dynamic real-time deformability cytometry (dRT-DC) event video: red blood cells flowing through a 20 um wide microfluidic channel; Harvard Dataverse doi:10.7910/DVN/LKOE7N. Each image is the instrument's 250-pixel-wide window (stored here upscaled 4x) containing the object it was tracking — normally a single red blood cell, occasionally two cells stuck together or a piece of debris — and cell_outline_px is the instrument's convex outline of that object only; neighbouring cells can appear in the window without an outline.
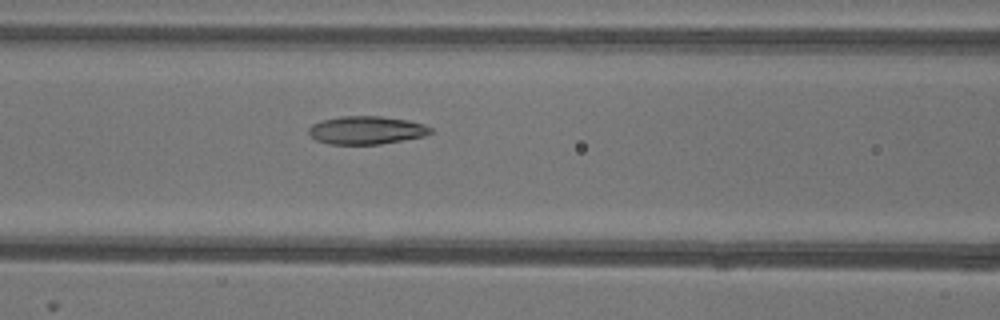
{"species": "common noctule bat (a hibernating species)", "species_latin": "Nyctalus noctula", "temperature_condition": "warm", "stored_images_in_passage": 53, "camera_frame_rate_fps": 3000, "um_per_image_px": 0.085, "animal": {"sex": "female"}, "frame": {"image": 1, "passage_image": 22, "time_ms": 7.0, "image_size_px": [1000, 320], "cell_outline_px": [[432, 132], [424, 136], [404, 140], [380, 144], [328, 144], [316, 140], [308, 132], [308, 128], [312, 124], [320, 120], [340, 116], [380, 116], [408, 120], [424, 124], [432, 128]], "centroid_in_image_um": [31.13, 11.06], "position_along_channel_um": 135.5, "area_um2": 20.06}}
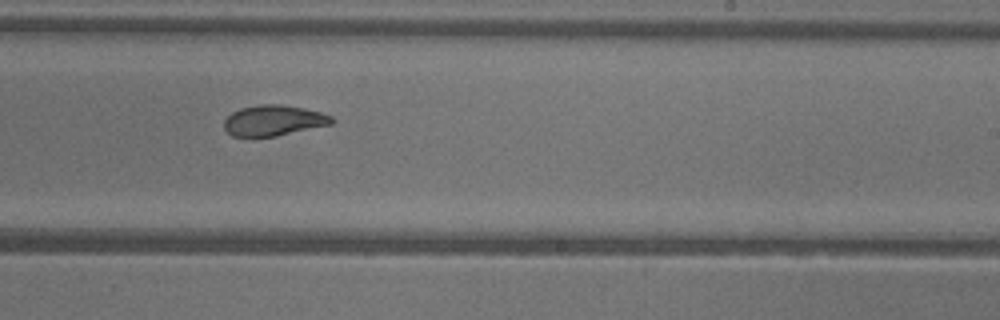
{"frame": {"image": 2, "passage_image": 32, "time_ms": 10.333, "image_size_px": [1000, 320], "cell_outline_px": [[336, 120], [332, 124], [276, 136], [252, 140], [232, 136], [224, 128], [224, 120], [232, 112], [240, 108], [260, 104], [280, 104], [304, 108], [320, 112], [332, 116]], "centroid_in_image_um": [23.21, 10.28], "position_along_channel_um": 265.8, "area_um2": 19.83}}
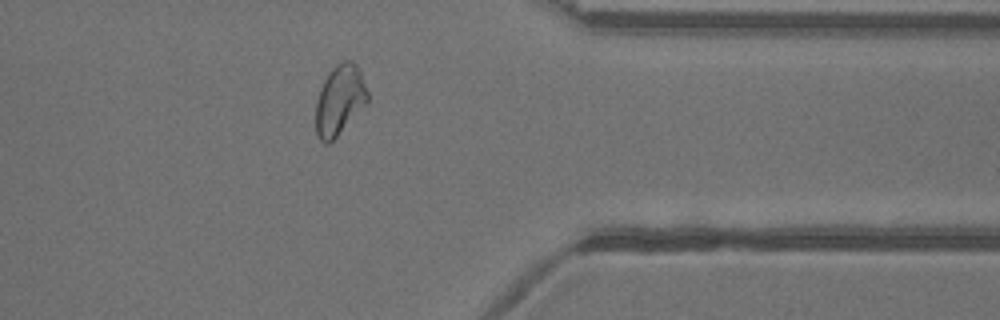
{"frame": {"image": 3, "passage_image": 42, "time_ms": 13.667, "image_size_px": [1000, 320], "cell_outline_px": [[368, 104], [328, 144], [324, 144], [320, 140], [316, 132], [316, 100], [320, 88], [328, 72], [336, 64], [344, 60], [352, 60], [356, 64], [360, 72], [368, 92]], "centroid_in_image_um": [28.87, 8.49], "position_along_channel_um": 382.5, "area_um2": 21.21}, "authors_computed_cell_mechanics": {"area_um2": 21.964, "velocity_mm_per_s": 3.9211, "shape_relaxation_time_tau1_ms": null, "shape_relaxation_time_tau2_ms": 2.1705, "deformation_change_tau1": null, "deformation_change_tau2": 0.0713}}